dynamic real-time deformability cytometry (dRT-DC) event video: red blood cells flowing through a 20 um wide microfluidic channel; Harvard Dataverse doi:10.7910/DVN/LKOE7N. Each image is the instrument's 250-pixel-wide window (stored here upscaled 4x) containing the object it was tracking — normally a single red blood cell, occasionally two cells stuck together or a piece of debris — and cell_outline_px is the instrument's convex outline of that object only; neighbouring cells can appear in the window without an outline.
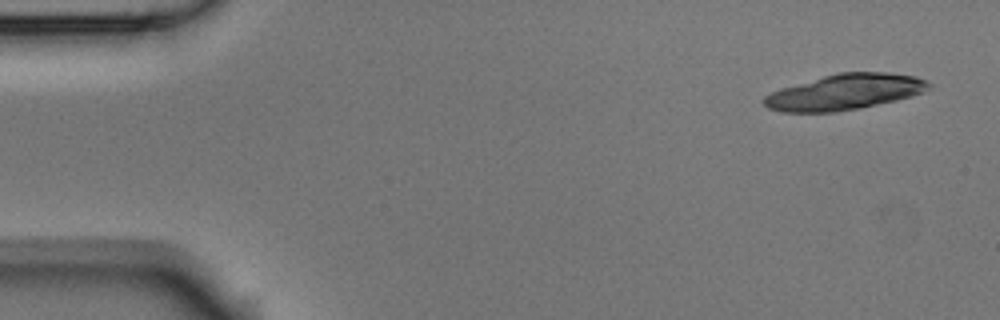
{"species": "Egyptian fruit bat (a non-hibernating species)", "species_latin": "Rousettus aegyptiacus", "temperature_condition": "room temperature", "stored_images_in_passage": 5, "camera_frame_rate_fps": 3000, "um_per_image_px": 0.085, "animal": {"sex": "male"}, "frame": {"image": 1, "passage_image": 1, "time_ms": 0.0, "image_size_px": [1000, 320], "cell_outline_px": [[932, 88], [924, 92], [912, 96], [896, 100], [860, 108], [836, 112], [780, 112], [768, 108], [760, 100], [764, 96], [780, 88], [824, 76], [840, 72], [888, 72], [916, 76], [932, 84]], "centroid_in_image_um": [71.81, 7.82], "position_along_channel_um": 13.2, "area_um2": 34.39}}
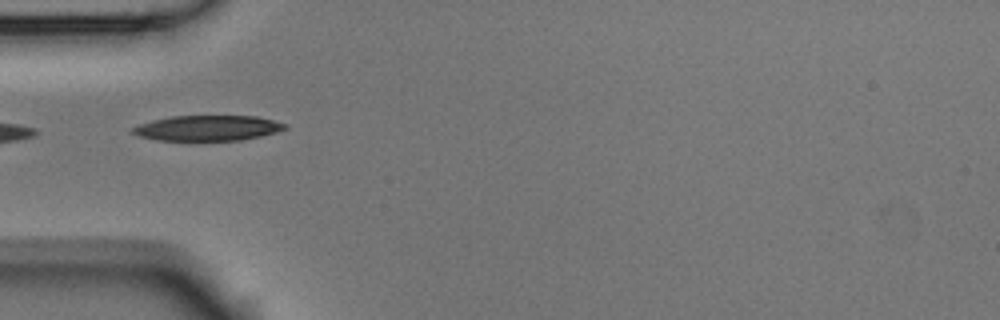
{"frame": {"image": 2, "passage_image": 5, "time_ms": 1.333, "image_size_px": [1000, 320], "cell_outline_px": [[288, 128], [276, 132], [260, 136], [240, 140], [156, 140], [140, 136], [132, 132], [132, 128], [140, 124], [152, 120], [172, 116], [256, 116], [288, 124]], "centroid_in_image_um": [17.67, 10.88], "position_along_channel_um": 67.3, "area_um2": 22.31}}